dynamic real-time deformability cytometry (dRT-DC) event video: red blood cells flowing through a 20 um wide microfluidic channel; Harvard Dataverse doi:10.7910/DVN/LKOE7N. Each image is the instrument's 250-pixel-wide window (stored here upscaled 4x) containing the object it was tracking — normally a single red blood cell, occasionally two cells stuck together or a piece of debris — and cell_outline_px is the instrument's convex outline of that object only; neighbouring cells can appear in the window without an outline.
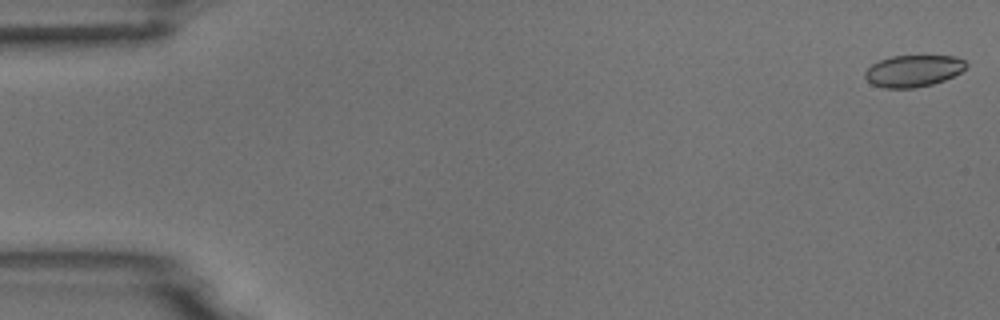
{"species": "common noctule bat (a hibernating species)", "species_latin": "Nyctalus noctula", "temperature_condition": "room temperature", "stored_images_in_passage": 54, "camera_frame_rate_fps": 3000, "um_per_image_px": 0.085, "animal": {"sex": "male", "body_mass_g": 18.8}, "frame": {"image": 1, "passage_image": 1, "time_ms": 0.0, "image_size_px": [1000, 320], "cell_outline_px": [[968, 64], [960, 72], [944, 80], [932, 84], [916, 88], [884, 88], [872, 84], [864, 76], [864, 72], [872, 64], [880, 60], [892, 56], [956, 56], [964, 60]], "centroid_in_image_um": [77.62, 6.03], "position_along_channel_um": 7.4, "area_um2": 18.61}}
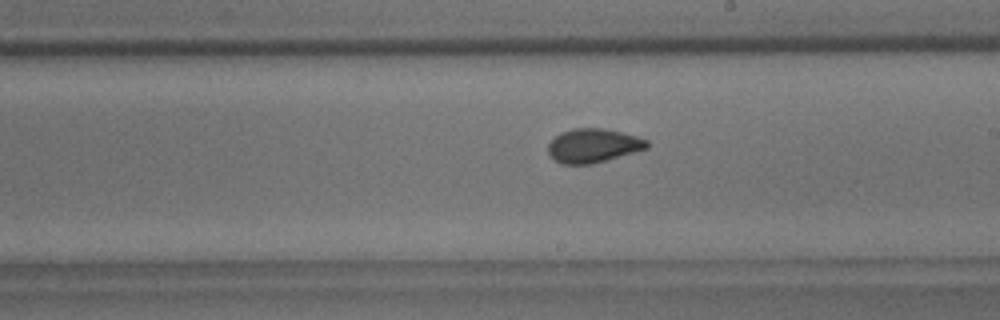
{"frame": {"image": 2, "passage_image": 31, "time_ms": 10.0, "image_size_px": [1000, 320], "cell_outline_px": [[648, 148], [592, 164], [560, 164], [548, 152], [548, 144], [560, 132], [572, 128], [604, 128], [636, 136], [648, 140]], "centroid_in_image_um": [50.41, 12.37], "position_along_channel_um": 238.6, "area_um2": 19.42}}
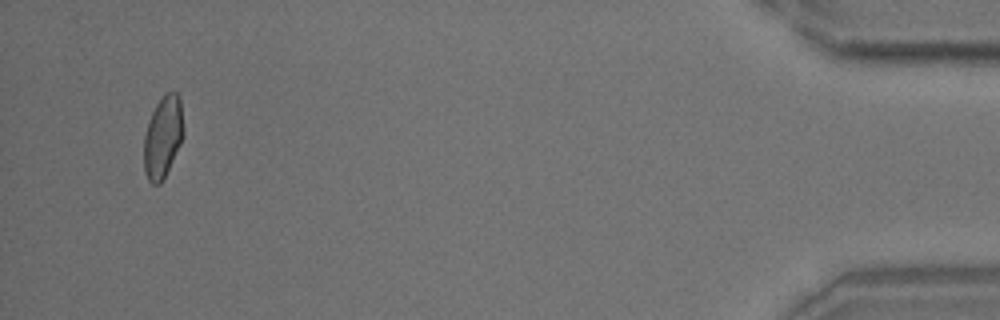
{"frame": {"image": 3, "passage_image": 52, "time_ms": 17.0, "image_size_px": [1000, 320], "cell_outline_px": [[184, 136], [160, 184], [152, 184], [148, 180], [144, 172], [144, 136], [152, 112], [156, 104], [168, 92], [176, 92], [180, 96], [184, 128]], "centroid_in_image_um": [13.85, 11.63], "position_along_channel_um": 421.3, "area_um2": 18.67}, "authors_computed_cell_mechanics": {"area_um2": 19.4497, "velocity_mm_per_s": 3.7335, "shape_relaxation_time_tau1_ms": null, "shape_relaxation_time_tau2_ms": 0.8276, "deformation_change_tau1": null, "deformation_change_tau2": 0.0531}}